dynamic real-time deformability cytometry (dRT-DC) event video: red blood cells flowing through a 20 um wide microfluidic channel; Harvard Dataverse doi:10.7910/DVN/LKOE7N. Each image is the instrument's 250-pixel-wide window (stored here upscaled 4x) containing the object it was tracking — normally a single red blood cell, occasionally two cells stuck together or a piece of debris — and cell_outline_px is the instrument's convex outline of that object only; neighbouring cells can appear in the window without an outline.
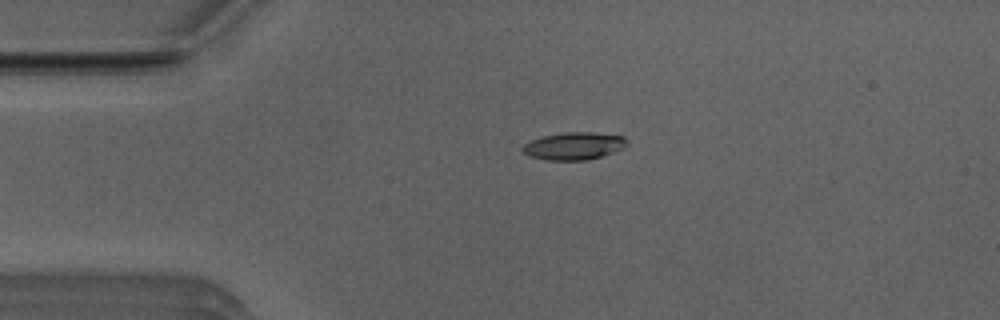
{"species": "Egyptian fruit bat (a non-hibernating species)", "species_latin": "Rousettus aegyptiacus", "temperature_condition": "room temperature", "stored_images_in_passage": 10, "camera_frame_rate_fps": 3000, "um_per_image_px": 0.085, "animal": {"sex": "male"}, "frame": {"image": 1, "passage_image": 2, "time_ms": 0.333, "image_size_px": [1000, 320], "cell_outline_px": [[628, 144], [624, 148], [588, 160], [548, 160], [528, 156], [520, 148], [524, 144], [532, 140], [544, 136], [564, 132], [592, 132], [624, 136]], "centroid_in_image_um": [48.78, 12.4], "position_along_channel_um": 36.2, "area_um2": 16.65}}